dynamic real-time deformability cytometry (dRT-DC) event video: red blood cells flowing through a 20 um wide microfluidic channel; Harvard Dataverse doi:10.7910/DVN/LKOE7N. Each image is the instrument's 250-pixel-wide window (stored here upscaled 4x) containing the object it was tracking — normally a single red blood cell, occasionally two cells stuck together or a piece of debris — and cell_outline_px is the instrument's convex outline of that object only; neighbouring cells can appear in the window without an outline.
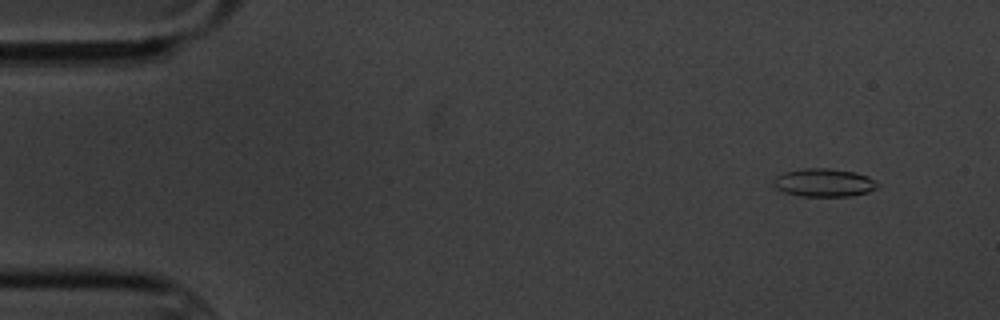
{"species": "common noctule bat (a hibernating species)", "species_latin": "Nyctalus noctula", "temperature_condition": "cold", "stored_images_in_passage": 5, "camera_frame_rate_fps": 3000, "um_per_image_px": 0.085, "animal": {"sex": "male", "body_mass_g": 20.1, "forearm_length_mm": 53.5}, "frame": {"image": 1, "passage_image": 1, "time_ms": 0.0, "image_size_px": [1000, 320], "cell_outline_px": [[880, 184], [876, 188], [868, 192], [852, 196], [800, 196], [784, 192], [776, 188], [772, 184], [772, 180], [776, 176], [784, 172], [804, 168], [832, 168], [856, 172], [868, 176]], "centroid_in_image_um": [70.03, 15.52], "position_along_channel_um": 15.0, "area_um2": 17.28}}